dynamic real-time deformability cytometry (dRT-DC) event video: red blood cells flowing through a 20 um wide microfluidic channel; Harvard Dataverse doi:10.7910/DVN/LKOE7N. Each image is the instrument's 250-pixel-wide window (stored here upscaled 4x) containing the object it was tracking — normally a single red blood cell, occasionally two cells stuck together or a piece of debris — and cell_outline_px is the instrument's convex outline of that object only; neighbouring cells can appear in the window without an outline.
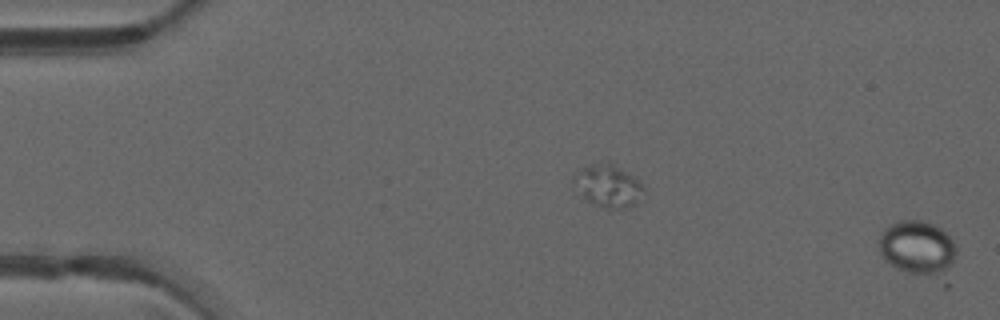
{"species": "common noctule bat (a hibernating species)", "species_latin": "Nyctalus noctula", "temperature_condition": "warm", "stored_images_in_passage": 4, "camera_frame_rate_fps": 3000, "um_per_image_px": 0.085, "animal": {"sex": "male", "forearm_length_mm": 52.5}, "frame": {"image": 1, "passage_image": 1, "time_ms": 0.0, "image_size_px": [1000, 320], "cell_outline_px": [[956, 256], [940, 276], [936, 276], [908, 272], [884, 260], [880, 252], [880, 232], [884, 228], [900, 220], [920, 220], [932, 224], [940, 228], [956, 244]], "centroid_in_image_um": [77.97, 21.02], "position_along_channel_um": 7.0, "area_um2": 23.76}}